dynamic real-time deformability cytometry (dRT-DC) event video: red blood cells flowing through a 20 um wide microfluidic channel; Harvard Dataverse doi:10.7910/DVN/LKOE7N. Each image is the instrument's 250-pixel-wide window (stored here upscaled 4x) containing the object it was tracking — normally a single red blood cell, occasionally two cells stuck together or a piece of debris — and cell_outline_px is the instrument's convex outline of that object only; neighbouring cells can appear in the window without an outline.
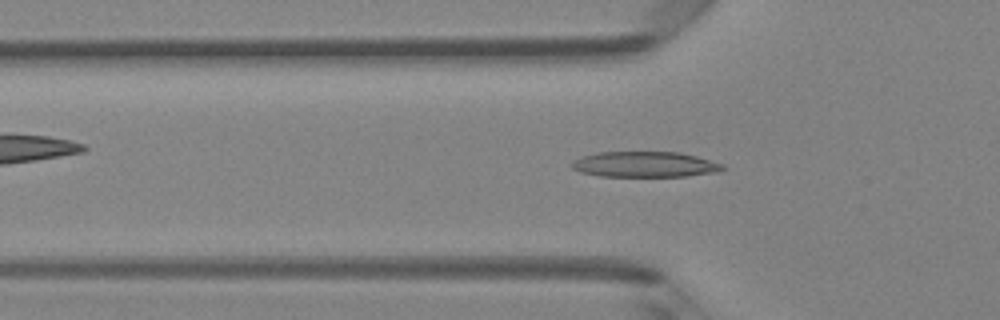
{"species": "Egyptian fruit bat (a non-hibernating species)", "species_latin": "Rousettus aegyptiacus", "temperature_condition": "room temperature", "stored_images_in_passage": 47, "camera_frame_rate_fps": 3000, "um_per_image_px": 0.085, "animal": {"sex": "female"}, "frame": {"image": 1, "passage_image": 15, "time_ms": 4.667, "image_size_px": [1000, 320], "cell_outline_px": [[724, 168], [716, 172], [688, 176], [600, 176], [580, 172], [572, 168], [572, 160], [596, 152], [680, 152], [696, 156], [724, 164]], "centroid_in_image_um": [54.8, 13.97], "position_along_channel_um": 71.0, "area_um2": 22.43}}
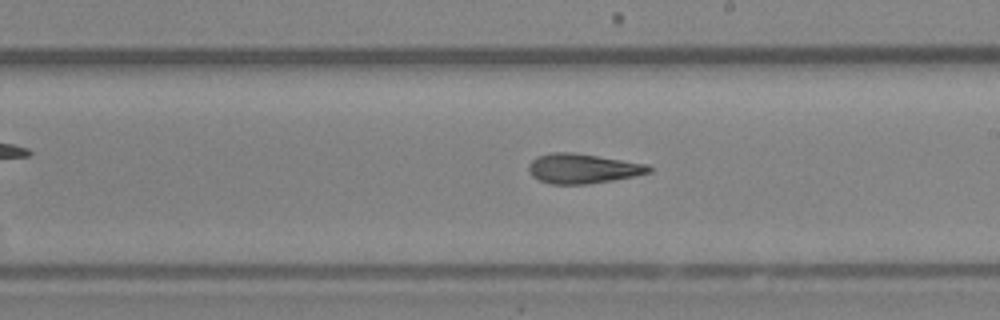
{"frame": {"image": 2, "passage_image": 27, "time_ms": 8.667, "image_size_px": [1000, 320], "cell_outline_px": [[652, 172], [636, 176], [588, 184], [552, 184], [540, 180], [532, 176], [528, 172], [528, 164], [536, 156], [552, 152], [572, 152], [648, 164], [652, 168]], "centroid_in_image_um": [49.52, 14.32], "position_along_channel_um": 239.5, "area_um2": 20.92}}
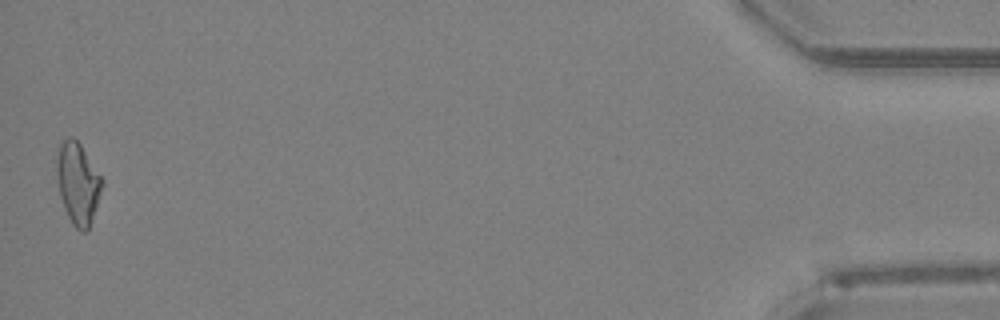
{"frame": {"image": 3, "passage_image": 47, "time_ms": 15.333, "image_size_px": [1000, 320], "cell_outline_px": [[104, 184], [88, 228], [84, 232], [80, 232], [72, 224], [64, 208], [60, 196], [56, 176], [56, 160], [60, 140], [68, 136], [72, 136], [80, 144], [100, 176]], "centroid_in_image_um": [6.58, 15.55], "position_along_channel_um": 428.6, "area_um2": 21.39}, "authors_computed_cell_mechanics": {"area_um2": 21.1548, "velocity_mm_per_s": 4.2162, "shape_relaxation_time_tau1_ms": 4.1322, "shape_relaxation_time_tau2_ms": 2.2685, "deformation_change_tau1": 0.1576, "deformation_change_tau2": 0.1234}}